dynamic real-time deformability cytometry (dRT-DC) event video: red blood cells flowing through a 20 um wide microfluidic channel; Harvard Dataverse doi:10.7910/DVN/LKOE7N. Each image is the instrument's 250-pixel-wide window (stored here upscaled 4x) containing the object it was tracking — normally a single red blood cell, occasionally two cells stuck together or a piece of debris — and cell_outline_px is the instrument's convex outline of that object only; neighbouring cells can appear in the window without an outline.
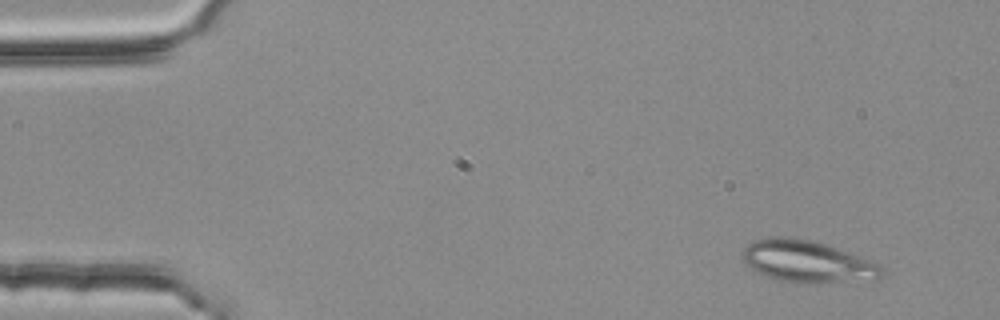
{"species": "common noctule bat (a hibernating species)", "species_latin": "Nyctalus noctula", "temperature_condition": "room temperature", "stored_images_in_passage": 51, "camera_frame_rate_fps": 3000, "um_per_image_px": 0.085, "animal": {"sex": "female", "body_mass_g": 25.1}, "frame": {"image": 1, "passage_image": 4, "time_ms": 1.0, "image_size_px": [1000, 320], "cell_outline_px": [[884, 276], [880, 280], [816, 284], [784, 280], [764, 276], [756, 272], [744, 260], [744, 248], [748, 244], [756, 240], [768, 236], [784, 236], [808, 240], [824, 244], [856, 256], [876, 264], [884, 268]], "centroid_in_image_um": [68.66, 22.26], "position_along_channel_um": 16.3, "area_um2": 33.7}}
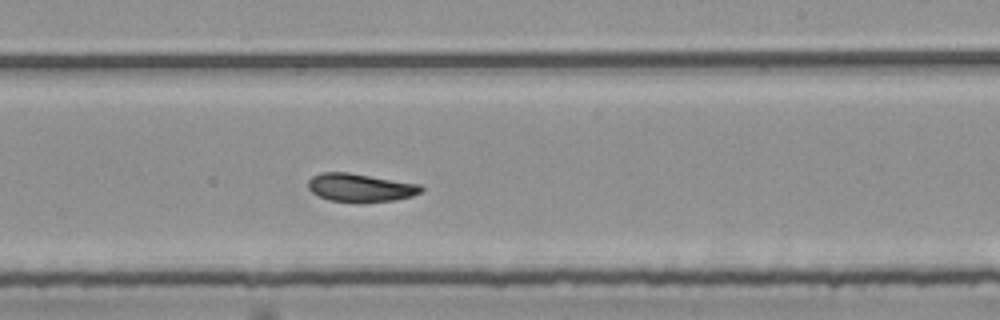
{"frame": {"image": 2, "passage_image": 32, "time_ms": 10.333, "image_size_px": [1000, 320], "cell_outline_px": [[424, 188], [420, 192], [412, 196], [396, 200], [328, 200], [312, 192], [308, 188], [308, 180], [312, 176], [320, 172], [348, 172], [420, 184]], "centroid_in_image_um": [30.61, 15.91], "position_along_channel_um": 258.4, "area_um2": 18.03}}
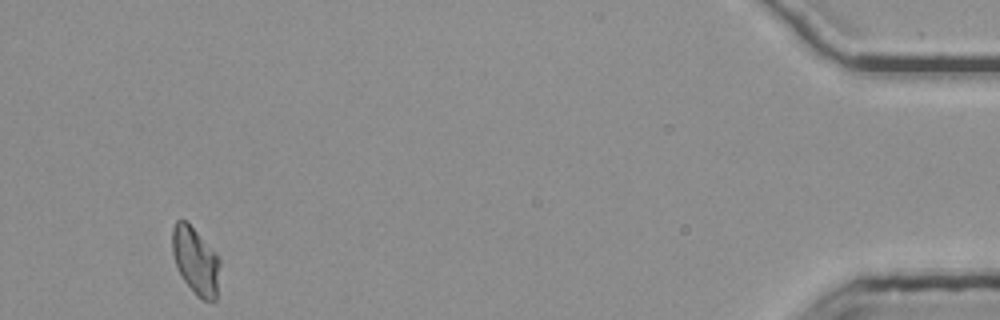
{"frame": {"image": 3, "passage_image": 51, "time_ms": 16.667, "image_size_px": [1000, 320], "cell_outline_px": [[220, 264], [216, 300], [204, 300], [196, 296], [184, 280], [176, 268], [172, 252], [172, 228], [176, 220], [184, 220], [196, 232], [220, 260]], "centroid_in_image_um": [16.6, 22.21], "position_along_channel_um": 418.6, "area_um2": 18.26}, "authors_computed_cell_mechanics": {"area_um2": 18.8428, "velocity_mm_per_s": 3.7703, "shape_relaxation_time_tau1_ms": null, "shape_relaxation_time_tau2_ms": 3.5884, "deformation_change_tau1": null, "deformation_change_tau2": 0.0892}}